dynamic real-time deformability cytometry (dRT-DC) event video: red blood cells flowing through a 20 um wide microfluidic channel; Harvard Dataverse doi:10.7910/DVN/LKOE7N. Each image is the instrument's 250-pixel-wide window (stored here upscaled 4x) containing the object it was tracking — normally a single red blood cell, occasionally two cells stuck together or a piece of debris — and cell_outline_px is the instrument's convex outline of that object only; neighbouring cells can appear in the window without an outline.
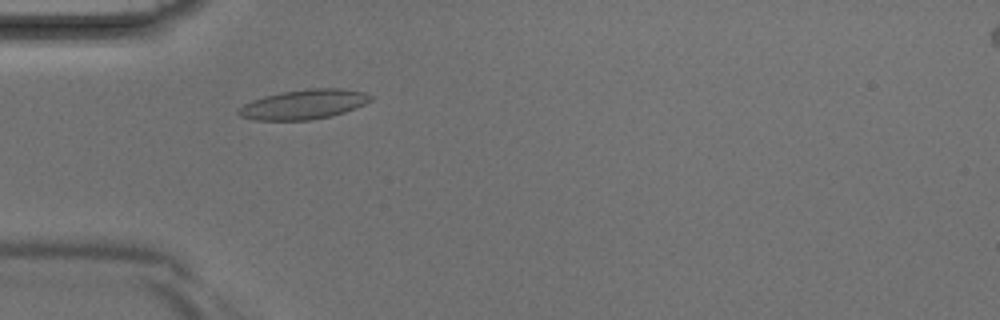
{"species": "Egyptian fruit bat (a non-hibernating species)", "species_latin": "Rousettus aegyptiacus", "temperature_condition": "room temperature", "stored_images_in_passage": 2, "camera_frame_rate_fps": 3000, "um_per_image_px": 0.085, "animal": {"sex": "male"}, "frame": {"image": 1, "passage_image": 2, "time_ms": 0.333, "image_size_px": [1000, 320], "cell_outline_px": [[372, 100], [356, 108], [332, 116], [308, 120], [252, 120], [240, 116], [236, 112], [236, 108], [252, 100], [264, 96], [284, 92], [308, 88], [340, 88], [364, 92], [372, 96]], "centroid_in_image_um": [25.79, 8.87], "position_along_channel_um": 59.2, "area_um2": 22.89}}